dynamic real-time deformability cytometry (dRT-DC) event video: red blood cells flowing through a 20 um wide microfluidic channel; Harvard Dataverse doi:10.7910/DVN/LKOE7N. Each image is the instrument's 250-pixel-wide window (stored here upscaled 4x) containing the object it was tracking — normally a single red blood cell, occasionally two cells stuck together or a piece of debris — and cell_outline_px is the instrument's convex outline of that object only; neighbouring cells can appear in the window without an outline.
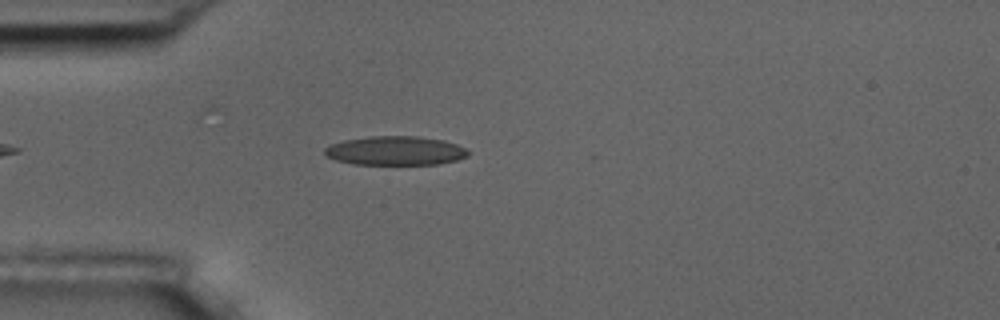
{"species": "common noctule bat (a hibernating species)", "species_latin": "Nyctalus noctula", "temperature_condition": "room temperature", "stored_images_in_passage": 5, "camera_frame_rate_fps": 3000, "um_per_image_px": 0.085, "animal": {"sex": "male", "body_mass_g": 17.5, "forearm_length_mm": 52.3}, "frame": {"image": 1, "passage_image": 5, "time_ms": 4.667, "image_size_px": [1000, 320], "cell_outline_px": [[468, 156], [456, 160], [436, 164], [352, 164], [336, 160], [324, 156], [324, 148], [332, 144], [344, 140], [368, 136], [416, 136], [444, 140], [456, 144], [464, 148], [468, 152]], "centroid_in_image_um": [33.56, 12.81], "position_along_channel_um": 51.4, "area_um2": 24.22}}